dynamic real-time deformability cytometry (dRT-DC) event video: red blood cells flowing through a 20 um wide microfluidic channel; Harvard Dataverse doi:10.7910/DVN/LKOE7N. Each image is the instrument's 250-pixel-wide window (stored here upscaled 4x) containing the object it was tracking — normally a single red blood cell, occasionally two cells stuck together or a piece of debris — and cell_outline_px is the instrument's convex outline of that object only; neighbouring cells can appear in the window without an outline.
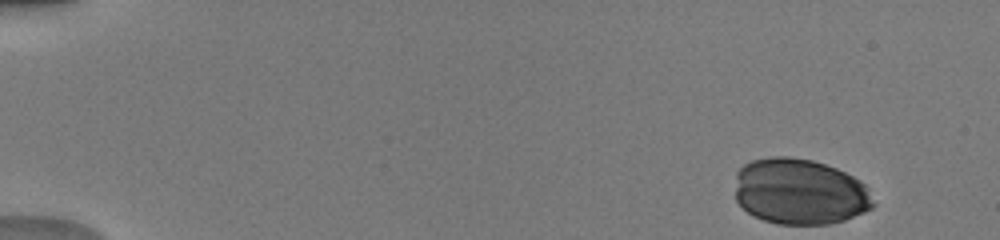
{"species": "human", "species_latin": "Homo sapiens", "temperature_condition": "warm", "stored_images_in_passage": 47, "camera_frame_rate_fps": 3000, "um_per_image_px": 0.085, "donor": {"sex": "male"}, "frame": {"image": 1, "passage_image": 1, "time_ms": 0.0, "image_size_px": [1000, 240], "cell_outline_px": [[872, 204], [868, 208], [860, 212], [840, 220], [820, 224], [784, 224], [768, 220], [756, 216], [748, 212], [740, 204], [736, 196], [736, 192], [740, 172], [748, 164], [756, 160], [808, 160], [832, 168], [856, 180], [860, 184]], "centroid_in_image_um": [67.92, 16.35], "position_along_channel_um": 17.1, "area_um2": 49.25}}
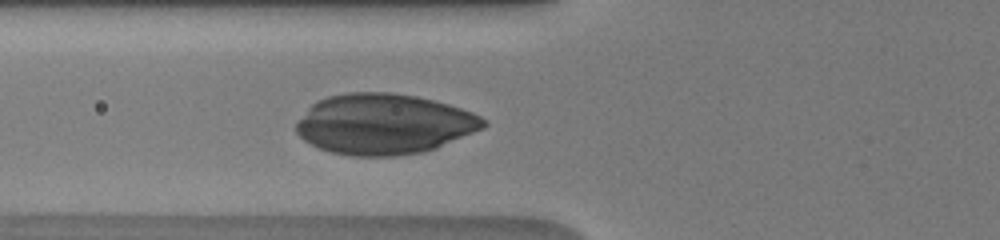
{"frame": {"image": 2, "passage_image": 17, "time_ms": 5.333, "image_size_px": [1000, 240], "cell_outline_px": [[484, 124], [476, 128], [428, 148], [408, 152], [340, 152], [324, 148], [308, 140], [296, 128], [316, 104], [324, 100], [336, 96], [408, 96], [428, 100], [456, 108], [468, 112], [484, 120]], "centroid_in_image_um": [32.63, 10.53], "position_along_channel_um": 93.2, "area_um2": 57.86}}
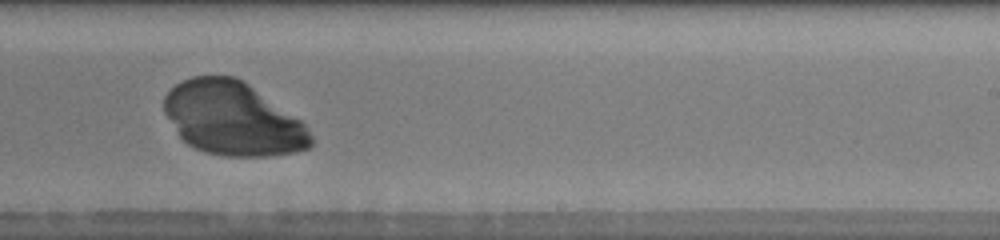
{"frame": {"image": 3, "passage_image": 30, "time_ms": 9.667, "image_size_px": [1000, 240], "cell_outline_px": [[308, 144], [304, 148], [284, 152], [216, 152], [200, 148], [192, 144], [180, 132], [168, 112], [164, 104], [164, 100], [168, 92], [172, 88], [188, 80], [200, 76], [228, 76], [240, 80], [296, 120], [300, 124], [308, 136]], "centroid_in_image_um": [19.69, 9.99], "position_along_channel_um": 269.3, "area_um2": 56.53}}